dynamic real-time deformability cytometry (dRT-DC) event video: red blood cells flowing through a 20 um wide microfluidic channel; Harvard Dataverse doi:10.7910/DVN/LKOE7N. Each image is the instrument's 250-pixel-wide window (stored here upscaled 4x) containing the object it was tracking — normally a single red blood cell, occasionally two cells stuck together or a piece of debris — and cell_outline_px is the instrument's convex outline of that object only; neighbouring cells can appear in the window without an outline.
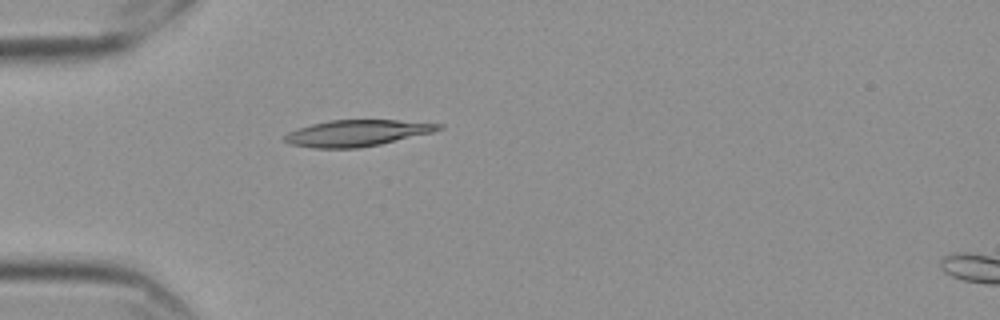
{"species": "Egyptian fruit bat (a non-hibernating species)", "species_latin": "Rousettus aegyptiacus", "temperature_condition": "cold", "stored_images_in_passage": 41, "camera_frame_rate_fps": 3000, "um_per_image_px": 0.085, "frame": {"image": 1, "passage_image": 1, "time_ms": 0.0, "image_size_px": [1000, 320], "cell_outline_px": [[444, 128], [432, 132], [380, 144], [356, 148], [316, 148], [292, 144], [284, 140], [284, 136], [288, 132], [312, 124], [328, 120], [396, 120], [444, 124]], "centroid_in_image_um": [30.36, 11.3], "position_along_channel_um": 54.6, "area_um2": 23.29}}
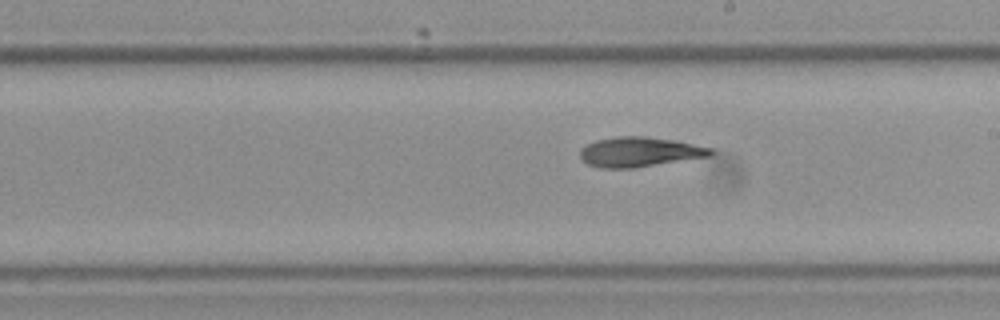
{"frame": {"image": 2, "passage_image": 17, "time_ms": 5.333, "image_size_px": [1000, 320], "cell_outline_px": [[716, 152], [712, 156], [636, 168], [600, 168], [588, 164], [580, 156], [580, 148], [596, 140], [616, 136], [644, 136], [672, 140], [712, 148]], "centroid_in_image_um": [54.38, 12.92], "position_along_channel_um": 234.6, "area_um2": 22.77}}
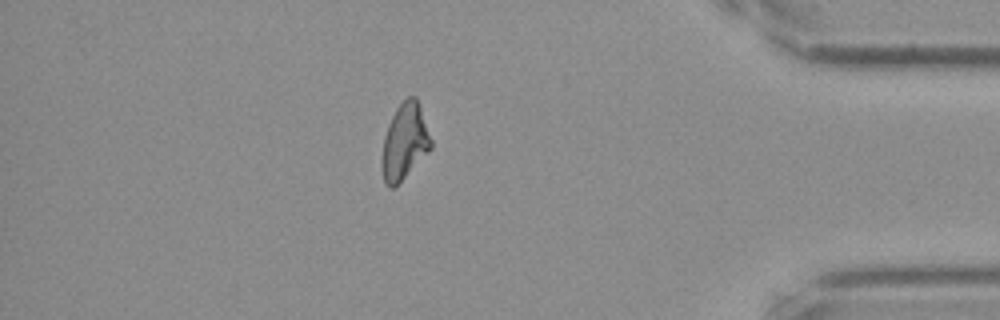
{"frame": {"image": 3, "passage_image": 34, "time_ms": 11.0, "image_size_px": [1000, 320], "cell_outline_px": [[432, 148], [392, 188], [384, 180], [384, 136], [388, 124], [396, 108], [408, 96], [416, 96], [420, 104], [432, 140]], "centroid_in_image_um": [34.45, 11.94], "position_along_channel_um": 400.8, "area_um2": 20.87}, "authors_computed_cell_mechanics": {"area_um2": 22.3686, "velocity_mm_per_s": 3.5438, "shape_relaxation_time_tau1_ms": null, "shape_relaxation_time_tau2_ms": 7.7373, "deformation_change_tau1": null, "deformation_change_tau2": 0.1638}}